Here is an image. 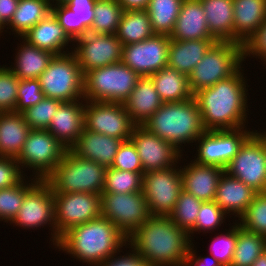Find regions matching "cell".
I'll list each match as a JSON object with an SVG mask.
<instances>
[{"mask_svg": "<svg viewBox=\"0 0 266 266\" xmlns=\"http://www.w3.org/2000/svg\"><path fill=\"white\" fill-rule=\"evenodd\" d=\"M21 38V40L26 41L28 44L49 51L53 55L72 52L68 46H70L69 43H72V46L74 43L52 12L45 19L39 21Z\"/></svg>", "mask_w": 266, "mask_h": 266, "instance_id": "cb8c5ba5", "label": "cell"}, {"mask_svg": "<svg viewBox=\"0 0 266 266\" xmlns=\"http://www.w3.org/2000/svg\"><path fill=\"white\" fill-rule=\"evenodd\" d=\"M149 76L140 77L128 98L123 102L135 125H143L163 104Z\"/></svg>", "mask_w": 266, "mask_h": 266, "instance_id": "4316f807", "label": "cell"}, {"mask_svg": "<svg viewBox=\"0 0 266 266\" xmlns=\"http://www.w3.org/2000/svg\"><path fill=\"white\" fill-rule=\"evenodd\" d=\"M76 43V45H75ZM71 48L83 75L92 69L122 62L123 45L115 34L88 32Z\"/></svg>", "mask_w": 266, "mask_h": 266, "instance_id": "5bb4252c", "label": "cell"}, {"mask_svg": "<svg viewBox=\"0 0 266 266\" xmlns=\"http://www.w3.org/2000/svg\"><path fill=\"white\" fill-rule=\"evenodd\" d=\"M84 107L85 99L63 102L46 129L67 149H71L85 128Z\"/></svg>", "mask_w": 266, "mask_h": 266, "instance_id": "ffe728a7", "label": "cell"}, {"mask_svg": "<svg viewBox=\"0 0 266 266\" xmlns=\"http://www.w3.org/2000/svg\"><path fill=\"white\" fill-rule=\"evenodd\" d=\"M123 12L121 5L116 0H96L94 20L89 32L115 34Z\"/></svg>", "mask_w": 266, "mask_h": 266, "instance_id": "f35d334b", "label": "cell"}, {"mask_svg": "<svg viewBox=\"0 0 266 266\" xmlns=\"http://www.w3.org/2000/svg\"><path fill=\"white\" fill-rule=\"evenodd\" d=\"M169 37L181 41L214 39L209 32L204 7L200 0H183Z\"/></svg>", "mask_w": 266, "mask_h": 266, "instance_id": "d4e9b609", "label": "cell"}, {"mask_svg": "<svg viewBox=\"0 0 266 266\" xmlns=\"http://www.w3.org/2000/svg\"><path fill=\"white\" fill-rule=\"evenodd\" d=\"M143 126L181 152L183 146L194 143L206 131L194 97L163 103Z\"/></svg>", "mask_w": 266, "mask_h": 266, "instance_id": "277c9868", "label": "cell"}, {"mask_svg": "<svg viewBox=\"0 0 266 266\" xmlns=\"http://www.w3.org/2000/svg\"><path fill=\"white\" fill-rule=\"evenodd\" d=\"M10 224L23 229H36L49 226L51 243L56 246V224L54 214V198L51 186L40 180L25 196L17 215Z\"/></svg>", "mask_w": 266, "mask_h": 266, "instance_id": "2e32d148", "label": "cell"}, {"mask_svg": "<svg viewBox=\"0 0 266 266\" xmlns=\"http://www.w3.org/2000/svg\"><path fill=\"white\" fill-rule=\"evenodd\" d=\"M243 45L216 42L188 75L191 92L213 86L234 75L243 65Z\"/></svg>", "mask_w": 266, "mask_h": 266, "instance_id": "52a82bcc", "label": "cell"}, {"mask_svg": "<svg viewBox=\"0 0 266 266\" xmlns=\"http://www.w3.org/2000/svg\"><path fill=\"white\" fill-rule=\"evenodd\" d=\"M6 28V26L0 21V35L4 32V31H6V30H4Z\"/></svg>", "mask_w": 266, "mask_h": 266, "instance_id": "91938a15", "label": "cell"}, {"mask_svg": "<svg viewBox=\"0 0 266 266\" xmlns=\"http://www.w3.org/2000/svg\"><path fill=\"white\" fill-rule=\"evenodd\" d=\"M19 0H0V21L6 26L17 9Z\"/></svg>", "mask_w": 266, "mask_h": 266, "instance_id": "db71d44e", "label": "cell"}, {"mask_svg": "<svg viewBox=\"0 0 266 266\" xmlns=\"http://www.w3.org/2000/svg\"><path fill=\"white\" fill-rule=\"evenodd\" d=\"M266 250V237L243 229L237 222V240L230 266H252Z\"/></svg>", "mask_w": 266, "mask_h": 266, "instance_id": "d590c367", "label": "cell"}, {"mask_svg": "<svg viewBox=\"0 0 266 266\" xmlns=\"http://www.w3.org/2000/svg\"><path fill=\"white\" fill-rule=\"evenodd\" d=\"M102 217L109 219L127 238L151 216L143 192L102 193Z\"/></svg>", "mask_w": 266, "mask_h": 266, "instance_id": "7c38bea8", "label": "cell"}, {"mask_svg": "<svg viewBox=\"0 0 266 266\" xmlns=\"http://www.w3.org/2000/svg\"><path fill=\"white\" fill-rule=\"evenodd\" d=\"M123 9V11L130 10H146L150 0H116Z\"/></svg>", "mask_w": 266, "mask_h": 266, "instance_id": "11a10c76", "label": "cell"}, {"mask_svg": "<svg viewBox=\"0 0 266 266\" xmlns=\"http://www.w3.org/2000/svg\"><path fill=\"white\" fill-rule=\"evenodd\" d=\"M95 2L96 0H70L66 4L52 5L51 12L75 41L89 32L94 20Z\"/></svg>", "mask_w": 266, "mask_h": 266, "instance_id": "7402d4cb", "label": "cell"}, {"mask_svg": "<svg viewBox=\"0 0 266 266\" xmlns=\"http://www.w3.org/2000/svg\"><path fill=\"white\" fill-rule=\"evenodd\" d=\"M149 77L164 103L181 102L193 97L189 87L188 76L168 65Z\"/></svg>", "mask_w": 266, "mask_h": 266, "instance_id": "d6a6232c", "label": "cell"}, {"mask_svg": "<svg viewBox=\"0 0 266 266\" xmlns=\"http://www.w3.org/2000/svg\"><path fill=\"white\" fill-rule=\"evenodd\" d=\"M67 150L46 129H31L16 160L22 171L26 168L32 170L34 175L29 177L45 180L62 160Z\"/></svg>", "mask_w": 266, "mask_h": 266, "instance_id": "9c48e42d", "label": "cell"}, {"mask_svg": "<svg viewBox=\"0 0 266 266\" xmlns=\"http://www.w3.org/2000/svg\"><path fill=\"white\" fill-rule=\"evenodd\" d=\"M216 42L215 39L187 41L170 39L168 66L188 76Z\"/></svg>", "mask_w": 266, "mask_h": 266, "instance_id": "f1b7e54d", "label": "cell"}, {"mask_svg": "<svg viewBox=\"0 0 266 266\" xmlns=\"http://www.w3.org/2000/svg\"><path fill=\"white\" fill-rule=\"evenodd\" d=\"M123 247H128L127 237L101 216L70 228L54 248L90 266H99L112 255L123 252Z\"/></svg>", "mask_w": 266, "mask_h": 266, "instance_id": "3957f363", "label": "cell"}, {"mask_svg": "<svg viewBox=\"0 0 266 266\" xmlns=\"http://www.w3.org/2000/svg\"><path fill=\"white\" fill-rule=\"evenodd\" d=\"M234 43L244 44L266 20V0H233Z\"/></svg>", "mask_w": 266, "mask_h": 266, "instance_id": "83f0119b", "label": "cell"}, {"mask_svg": "<svg viewBox=\"0 0 266 266\" xmlns=\"http://www.w3.org/2000/svg\"><path fill=\"white\" fill-rule=\"evenodd\" d=\"M50 0H19L12 19L6 25L15 37L21 39L39 21L45 19L51 12ZM18 35V36H17Z\"/></svg>", "mask_w": 266, "mask_h": 266, "instance_id": "836d02e7", "label": "cell"}, {"mask_svg": "<svg viewBox=\"0 0 266 266\" xmlns=\"http://www.w3.org/2000/svg\"><path fill=\"white\" fill-rule=\"evenodd\" d=\"M105 170L104 166L81 158L68 149L45 181L53 193L85 192L101 195L105 186Z\"/></svg>", "mask_w": 266, "mask_h": 266, "instance_id": "5b68a950", "label": "cell"}, {"mask_svg": "<svg viewBox=\"0 0 266 266\" xmlns=\"http://www.w3.org/2000/svg\"><path fill=\"white\" fill-rule=\"evenodd\" d=\"M23 179L19 184L0 189V221L11 223L17 215L26 194L40 181L31 178ZM29 182V183H28Z\"/></svg>", "mask_w": 266, "mask_h": 266, "instance_id": "74e56055", "label": "cell"}, {"mask_svg": "<svg viewBox=\"0 0 266 266\" xmlns=\"http://www.w3.org/2000/svg\"><path fill=\"white\" fill-rule=\"evenodd\" d=\"M225 172L257 193L266 192V153L262 141L254 133L240 146Z\"/></svg>", "mask_w": 266, "mask_h": 266, "instance_id": "9a60e30c", "label": "cell"}, {"mask_svg": "<svg viewBox=\"0 0 266 266\" xmlns=\"http://www.w3.org/2000/svg\"><path fill=\"white\" fill-rule=\"evenodd\" d=\"M38 79L45 97L62 102L83 99L84 75L72 52L54 55Z\"/></svg>", "mask_w": 266, "mask_h": 266, "instance_id": "ba28073f", "label": "cell"}, {"mask_svg": "<svg viewBox=\"0 0 266 266\" xmlns=\"http://www.w3.org/2000/svg\"><path fill=\"white\" fill-rule=\"evenodd\" d=\"M256 193L244 182L224 172L219 180L214 202L228 216L235 215L233 218L239 219L245 213Z\"/></svg>", "mask_w": 266, "mask_h": 266, "instance_id": "484cf974", "label": "cell"}, {"mask_svg": "<svg viewBox=\"0 0 266 266\" xmlns=\"http://www.w3.org/2000/svg\"><path fill=\"white\" fill-rule=\"evenodd\" d=\"M192 241L168 216L151 215L127 238L149 266H184Z\"/></svg>", "mask_w": 266, "mask_h": 266, "instance_id": "7a4b0ae2", "label": "cell"}, {"mask_svg": "<svg viewBox=\"0 0 266 266\" xmlns=\"http://www.w3.org/2000/svg\"><path fill=\"white\" fill-rule=\"evenodd\" d=\"M154 34L146 10L124 11L115 33L123 46L142 42Z\"/></svg>", "mask_w": 266, "mask_h": 266, "instance_id": "e575fe53", "label": "cell"}, {"mask_svg": "<svg viewBox=\"0 0 266 266\" xmlns=\"http://www.w3.org/2000/svg\"><path fill=\"white\" fill-rule=\"evenodd\" d=\"M17 47L14 65L8 68L19 79H38L54 55L49 51L30 45L24 40Z\"/></svg>", "mask_w": 266, "mask_h": 266, "instance_id": "1f68e13d", "label": "cell"}, {"mask_svg": "<svg viewBox=\"0 0 266 266\" xmlns=\"http://www.w3.org/2000/svg\"><path fill=\"white\" fill-rule=\"evenodd\" d=\"M24 172L16 158L0 156V189L19 184L27 177Z\"/></svg>", "mask_w": 266, "mask_h": 266, "instance_id": "681fc988", "label": "cell"}, {"mask_svg": "<svg viewBox=\"0 0 266 266\" xmlns=\"http://www.w3.org/2000/svg\"><path fill=\"white\" fill-rule=\"evenodd\" d=\"M52 5L66 4L70 0H50Z\"/></svg>", "mask_w": 266, "mask_h": 266, "instance_id": "680465c9", "label": "cell"}, {"mask_svg": "<svg viewBox=\"0 0 266 266\" xmlns=\"http://www.w3.org/2000/svg\"><path fill=\"white\" fill-rule=\"evenodd\" d=\"M227 232L218 233L210 243V256H213L222 266H230L233 260L234 250L236 248L237 240V222L232 223Z\"/></svg>", "mask_w": 266, "mask_h": 266, "instance_id": "f6af8a7d", "label": "cell"}, {"mask_svg": "<svg viewBox=\"0 0 266 266\" xmlns=\"http://www.w3.org/2000/svg\"><path fill=\"white\" fill-rule=\"evenodd\" d=\"M56 245L70 228L102 216L101 195L85 192L53 193Z\"/></svg>", "mask_w": 266, "mask_h": 266, "instance_id": "30bf717a", "label": "cell"}, {"mask_svg": "<svg viewBox=\"0 0 266 266\" xmlns=\"http://www.w3.org/2000/svg\"><path fill=\"white\" fill-rule=\"evenodd\" d=\"M111 167L123 171L143 172L140 157L130 139L122 142Z\"/></svg>", "mask_w": 266, "mask_h": 266, "instance_id": "c3c4849f", "label": "cell"}, {"mask_svg": "<svg viewBox=\"0 0 266 266\" xmlns=\"http://www.w3.org/2000/svg\"><path fill=\"white\" fill-rule=\"evenodd\" d=\"M208 29L218 42H234L233 0H200Z\"/></svg>", "mask_w": 266, "mask_h": 266, "instance_id": "4dcf8cb0", "label": "cell"}, {"mask_svg": "<svg viewBox=\"0 0 266 266\" xmlns=\"http://www.w3.org/2000/svg\"><path fill=\"white\" fill-rule=\"evenodd\" d=\"M247 127L205 131L196 141V163L226 169L243 142L253 133ZM245 129V130H244Z\"/></svg>", "mask_w": 266, "mask_h": 266, "instance_id": "4fadbf2b", "label": "cell"}, {"mask_svg": "<svg viewBox=\"0 0 266 266\" xmlns=\"http://www.w3.org/2000/svg\"><path fill=\"white\" fill-rule=\"evenodd\" d=\"M183 0H150L146 11L155 34L168 35L172 33L180 12Z\"/></svg>", "mask_w": 266, "mask_h": 266, "instance_id": "8d00e7d4", "label": "cell"}, {"mask_svg": "<svg viewBox=\"0 0 266 266\" xmlns=\"http://www.w3.org/2000/svg\"><path fill=\"white\" fill-rule=\"evenodd\" d=\"M249 57L261 59L266 65V20L243 44V61Z\"/></svg>", "mask_w": 266, "mask_h": 266, "instance_id": "f907efd6", "label": "cell"}, {"mask_svg": "<svg viewBox=\"0 0 266 266\" xmlns=\"http://www.w3.org/2000/svg\"><path fill=\"white\" fill-rule=\"evenodd\" d=\"M194 247L193 242L190 245V250L187 256V260L185 262L184 266H222L220 262H218L213 256H208V257H202L198 256L197 257V252Z\"/></svg>", "mask_w": 266, "mask_h": 266, "instance_id": "f5cc1de1", "label": "cell"}, {"mask_svg": "<svg viewBox=\"0 0 266 266\" xmlns=\"http://www.w3.org/2000/svg\"><path fill=\"white\" fill-rule=\"evenodd\" d=\"M123 140L84 128L71 151L77 156L110 168Z\"/></svg>", "mask_w": 266, "mask_h": 266, "instance_id": "603a6c76", "label": "cell"}, {"mask_svg": "<svg viewBox=\"0 0 266 266\" xmlns=\"http://www.w3.org/2000/svg\"><path fill=\"white\" fill-rule=\"evenodd\" d=\"M243 68L229 78L193 94L206 131L247 127L249 86Z\"/></svg>", "mask_w": 266, "mask_h": 266, "instance_id": "6da1fadb", "label": "cell"}, {"mask_svg": "<svg viewBox=\"0 0 266 266\" xmlns=\"http://www.w3.org/2000/svg\"><path fill=\"white\" fill-rule=\"evenodd\" d=\"M19 78L8 68L0 65V112H15Z\"/></svg>", "mask_w": 266, "mask_h": 266, "instance_id": "bcb514c9", "label": "cell"}, {"mask_svg": "<svg viewBox=\"0 0 266 266\" xmlns=\"http://www.w3.org/2000/svg\"><path fill=\"white\" fill-rule=\"evenodd\" d=\"M140 77L123 62L92 69L84 74L83 99L123 103Z\"/></svg>", "mask_w": 266, "mask_h": 266, "instance_id": "8992f818", "label": "cell"}, {"mask_svg": "<svg viewBox=\"0 0 266 266\" xmlns=\"http://www.w3.org/2000/svg\"><path fill=\"white\" fill-rule=\"evenodd\" d=\"M168 35L154 34L146 40L123 46L122 62L145 77L168 65Z\"/></svg>", "mask_w": 266, "mask_h": 266, "instance_id": "ac0fdd59", "label": "cell"}, {"mask_svg": "<svg viewBox=\"0 0 266 266\" xmlns=\"http://www.w3.org/2000/svg\"><path fill=\"white\" fill-rule=\"evenodd\" d=\"M85 129L103 135L119 138L123 141L131 138L135 124L123 103L96 102L85 100Z\"/></svg>", "mask_w": 266, "mask_h": 266, "instance_id": "e0dca14e", "label": "cell"}, {"mask_svg": "<svg viewBox=\"0 0 266 266\" xmlns=\"http://www.w3.org/2000/svg\"><path fill=\"white\" fill-rule=\"evenodd\" d=\"M252 266H266V250L253 262Z\"/></svg>", "mask_w": 266, "mask_h": 266, "instance_id": "9f6ffc18", "label": "cell"}, {"mask_svg": "<svg viewBox=\"0 0 266 266\" xmlns=\"http://www.w3.org/2000/svg\"><path fill=\"white\" fill-rule=\"evenodd\" d=\"M203 201L182 190L179 194L175 207L168 217L177 227L189 233L195 226L196 217Z\"/></svg>", "mask_w": 266, "mask_h": 266, "instance_id": "60d3db41", "label": "cell"}, {"mask_svg": "<svg viewBox=\"0 0 266 266\" xmlns=\"http://www.w3.org/2000/svg\"><path fill=\"white\" fill-rule=\"evenodd\" d=\"M62 101L44 97L39 103L28 107L21 114L31 129H47Z\"/></svg>", "mask_w": 266, "mask_h": 266, "instance_id": "7bdbcfd3", "label": "cell"}, {"mask_svg": "<svg viewBox=\"0 0 266 266\" xmlns=\"http://www.w3.org/2000/svg\"><path fill=\"white\" fill-rule=\"evenodd\" d=\"M181 167L183 190L203 202L214 201L219 180L225 170L193 160Z\"/></svg>", "mask_w": 266, "mask_h": 266, "instance_id": "44dd1931", "label": "cell"}, {"mask_svg": "<svg viewBox=\"0 0 266 266\" xmlns=\"http://www.w3.org/2000/svg\"><path fill=\"white\" fill-rule=\"evenodd\" d=\"M39 79H19L15 112H23L44 98Z\"/></svg>", "mask_w": 266, "mask_h": 266, "instance_id": "7dc6e473", "label": "cell"}, {"mask_svg": "<svg viewBox=\"0 0 266 266\" xmlns=\"http://www.w3.org/2000/svg\"><path fill=\"white\" fill-rule=\"evenodd\" d=\"M130 140L134 143L143 172L162 170L177 165L184 154L143 125H135Z\"/></svg>", "mask_w": 266, "mask_h": 266, "instance_id": "d6986e66", "label": "cell"}, {"mask_svg": "<svg viewBox=\"0 0 266 266\" xmlns=\"http://www.w3.org/2000/svg\"><path fill=\"white\" fill-rule=\"evenodd\" d=\"M31 128L19 112H0V156L17 158Z\"/></svg>", "mask_w": 266, "mask_h": 266, "instance_id": "f546056e", "label": "cell"}, {"mask_svg": "<svg viewBox=\"0 0 266 266\" xmlns=\"http://www.w3.org/2000/svg\"><path fill=\"white\" fill-rule=\"evenodd\" d=\"M236 221L243 229L266 237V192L256 193L245 213Z\"/></svg>", "mask_w": 266, "mask_h": 266, "instance_id": "b9f144b4", "label": "cell"}, {"mask_svg": "<svg viewBox=\"0 0 266 266\" xmlns=\"http://www.w3.org/2000/svg\"><path fill=\"white\" fill-rule=\"evenodd\" d=\"M129 250L125 255L118 256L120 252L112 255L99 266H149L133 248L130 247Z\"/></svg>", "mask_w": 266, "mask_h": 266, "instance_id": "816d5d0a", "label": "cell"}, {"mask_svg": "<svg viewBox=\"0 0 266 266\" xmlns=\"http://www.w3.org/2000/svg\"><path fill=\"white\" fill-rule=\"evenodd\" d=\"M144 172H130L112 167L105 170L103 193H135L142 191Z\"/></svg>", "mask_w": 266, "mask_h": 266, "instance_id": "ab89813d", "label": "cell"}, {"mask_svg": "<svg viewBox=\"0 0 266 266\" xmlns=\"http://www.w3.org/2000/svg\"><path fill=\"white\" fill-rule=\"evenodd\" d=\"M227 216L228 215L214 201L203 202L197 214L195 226L188 233L190 240L194 241L192 240V236L195 232L196 234L197 232L200 234L201 231L203 233L214 232V229L216 231L217 228L219 229V227H221L223 222L225 223L224 220L227 219Z\"/></svg>", "mask_w": 266, "mask_h": 266, "instance_id": "ee69618b", "label": "cell"}, {"mask_svg": "<svg viewBox=\"0 0 266 266\" xmlns=\"http://www.w3.org/2000/svg\"><path fill=\"white\" fill-rule=\"evenodd\" d=\"M263 132H260V131L258 132L257 130L255 131L253 130V133L262 141L264 151L266 153V131H263Z\"/></svg>", "mask_w": 266, "mask_h": 266, "instance_id": "6f0895ef", "label": "cell"}, {"mask_svg": "<svg viewBox=\"0 0 266 266\" xmlns=\"http://www.w3.org/2000/svg\"><path fill=\"white\" fill-rule=\"evenodd\" d=\"M177 167V168H176ZM143 173L142 192L150 215L168 216L182 188L181 166Z\"/></svg>", "mask_w": 266, "mask_h": 266, "instance_id": "8fae6325", "label": "cell"}]
</instances>
